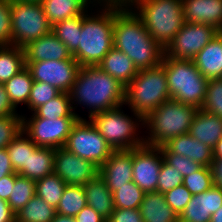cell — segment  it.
<instances>
[{
  "label": "cell",
  "instance_id": "1",
  "mask_svg": "<svg viewBox=\"0 0 222 222\" xmlns=\"http://www.w3.org/2000/svg\"><path fill=\"white\" fill-rule=\"evenodd\" d=\"M113 43L134 62L138 71L157 67L164 56V48L152 38L143 20L125 0H114Z\"/></svg>",
  "mask_w": 222,
  "mask_h": 222
},
{
  "label": "cell",
  "instance_id": "2",
  "mask_svg": "<svg viewBox=\"0 0 222 222\" xmlns=\"http://www.w3.org/2000/svg\"><path fill=\"white\" fill-rule=\"evenodd\" d=\"M68 93L73 111L79 119H89L99 112L118 108L125 102V87L98 66H82ZM83 109L85 116L81 113Z\"/></svg>",
  "mask_w": 222,
  "mask_h": 222
},
{
  "label": "cell",
  "instance_id": "3",
  "mask_svg": "<svg viewBox=\"0 0 222 222\" xmlns=\"http://www.w3.org/2000/svg\"><path fill=\"white\" fill-rule=\"evenodd\" d=\"M114 0H103L96 8L82 12V29L72 57L82 66H98L114 47Z\"/></svg>",
  "mask_w": 222,
  "mask_h": 222
},
{
  "label": "cell",
  "instance_id": "4",
  "mask_svg": "<svg viewBox=\"0 0 222 222\" xmlns=\"http://www.w3.org/2000/svg\"><path fill=\"white\" fill-rule=\"evenodd\" d=\"M89 120L113 150H130L146 144L144 118L125 104L94 114Z\"/></svg>",
  "mask_w": 222,
  "mask_h": 222
},
{
  "label": "cell",
  "instance_id": "5",
  "mask_svg": "<svg viewBox=\"0 0 222 222\" xmlns=\"http://www.w3.org/2000/svg\"><path fill=\"white\" fill-rule=\"evenodd\" d=\"M143 20L144 26L163 48L184 26L182 0H125Z\"/></svg>",
  "mask_w": 222,
  "mask_h": 222
},
{
  "label": "cell",
  "instance_id": "6",
  "mask_svg": "<svg viewBox=\"0 0 222 222\" xmlns=\"http://www.w3.org/2000/svg\"><path fill=\"white\" fill-rule=\"evenodd\" d=\"M198 108L169 99L144 118L145 143L162 146L172 137L189 133Z\"/></svg>",
  "mask_w": 222,
  "mask_h": 222
},
{
  "label": "cell",
  "instance_id": "7",
  "mask_svg": "<svg viewBox=\"0 0 222 222\" xmlns=\"http://www.w3.org/2000/svg\"><path fill=\"white\" fill-rule=\"evenodd\" d=\"M169 99L171 96L162 64L139 70L135 78L125 87V106L143 118Z\"/></svg>",
  "mask_w": 222,
  "mask_h": 222
},
{
  "label": "cell",
  "instance_id": "8",
  "mask_svg": "<svg viewBox=\"0 0 222 222\" xmlns=\"http://www.w3.org/2000/svg\"><path fill=\"white\" fill-rule=\"evenodd\" d=\"M161 64L165 68L171 99L201 109L209 80L197 69L193 60L163 56Z\"/></svg>",
  "mask_w": 222,
  "mask_h": 222
},
{
  "label": "cell",
  "instance_id": "9",
  "mask_svg": "<svg viewBox=\"0 0 222 222\" xmlns=\"http://www.w3.org/2000/svg\"><path fill=\"white\" fill-rule=\"evenodd\" d=\"M11 21L12 46L21 48L52 29L40 1L11 0Z\"/></svg>",
  "mask_w": 222,
  "mask_h": 222
},
{
  "label": "cell",
  "instance_id": "10",
  "mask_svg": "<svg viewBox=\"0 0 222 222\" xmlns=\"http://www.w3.org/2000/svg\"><path fill=\"white\" fill-rule=\"evenodd\" d=\"M98 168L114 151L89 119H78L63 146Z\"/></svg>",
  "mask_w": 222,
  "mask_h": 222
},
{
  "label": "cell",
  "instance_id": "11",
  "mask_svg": "<svg viewBox=\"0 0 222 222\" xmlns=\"http://www.w3.org/2000/svg\"><path fill=\"white\" fill-rule=\"evenodd\" d=\"M79 118L46 119L34 113L22 116V131L39 147H63Z\"/></svg>",
  "mask_w": 222,
  "mask_h": 222
},
{
  "label": "cell",
  "instance_id": "12",
  "mask_svg": "<svg viewBox=\"0 0 222 222\" xmlns=\"http://www.w3.org/2000/svg\"><path fill=\"white\" fill-rule=\"evenodd\" d=\"M219 32L209 24L186 22L164 48V56L177 60H193Z\"/></svg>",
  "mask_w": 222,
  "mask_h": 222
},
{
  "label": "cell",
  "instance_id": "13",
  "mask_svg": "<svg viewBox=\"0 0 222 222\" xmlns=\"http://www.w3.org/2000/svg\"><path fill=\"white\" fill-rule=\"evenodd\" d=\"M33 81L52 85L61 92H69L81 66L76 60H47L25 62Z\"/></svg>",
  "mask_w": 222,
  "mask_h": 222
},
{
  "label": "cell",
  "instance_id": "14",
  "mask_svg": "<svg viewBox=\"0 0 222 222\" xmlns=\"http://www.w3.org/2000/svg\"><path fill=\"white\" fill-rule=\"evenodd\" d=\"M163 159L158 146L145 144L133 149V182L145 193L157 192Z\"/></svg>",
  "mask_w": 222,
  "mask_h": 222
},
{
  "label": "cell",
  "instance_id": "15",
  "mask_svg": "<svg viewBox=\"0 0 222 222\" xmlns=\"http://www.w3.org/2000/svg\"><path fill=\"white\" fill-rule=\"evenodd\" d=\"M54 173L67 185L84 186L99 175V168L91 161L60 147L55 150Z\"/></svg>",
  "mask_w": 222,
  "mask_h": 222
},
{
  "label": "cell",
  "instance_id": "16",
  "mask_svg": "<svg viewBox=\"0 0 222 222\" xmlns=\"http://www.w3.org/2000/svg\"><path fill=\"white\" fill-rule=\"evenodd\" d=\"M99 176L112 193L133 181V149L114 150L99 167Z\"/></svg>",
  "mask_w": 222,
  "mask_h": 222
},
{
  "label": "cell",
  "instance_id": "17",
  "mask_svg": "<svg viewBox=\"0 0 222 222\" xmlns=\"http://www.w3.org/2000/svg\"><path fill=\"white\" fill-rule=\"evenodd\" d=\"M222 207V189L212 186L195 194L179 216V222H210L212 215Z\"/></svg>",
  "mask_w": 222,
  "mask_h": 222
},
{
  "label": "cell",
  "instance_id": "18",
  "mask_svg": "<svg viewBox=\"0 0 222 222\" xmlns=\"http://www.w3.org/2000/svg\"><path fill=\"white\" fill-rule=\"evenodd\" d=\"M159 147L162 153L185 156L205 167H210L214 158L213 149L193 138L189 133L172 137Z\"/></svg>",
  "mask_w": 222,
  "mask_h": 222
},
{
  "label": "cell",
  "instance_id": "19",
  "mask_svg": "<svg viewBox=\"0 0 222 222\" xmlns=\"http://www.w3.org/2000/svg\"><path fill=\"white\" fill-rule=\"evenodd\" d=\"M25 62H40L47 60H75L62 43L52 32L29 42L23 47Z\"/></svg>",
  "mask_w": 222,
  "mask_h": 222
},
{
  "label": "cell",
  "instance_id": "20",
  "mask_svg": "<svg viewBox=\"0 0 222 222\" xmlns=\"http://www.w3.org/2000/svg\"><path fill=\"white\" fill-rule=\"evenodd\" d=\"M185 22L209 24L222 31V0H182Z\"/></svg>",
  "mask_w": 222,
  "mask_h": 222
},
{
  "label": "cell",
  "instance_id": "21",
  "mask_svg": "<svg viewBox=\"0 0 222 222\" xmlns=\"http://www.w3.org/2000/svg\"><path fill=\"white\" fill-rule=\"evenodd\" d=\"M193 62L208 80L222 78V31L193 58Z\"/></svg>",
  "mask_w": 222,
  "mask_h": 222
},
{
  "label": "cell",
  "instance_id": "22",
  "mask_svg": "<svg viewBox=\"0 0 222 222\" xmlns=\"http://www.w3.org/2000/svg\"><path fill=\"white\" fill-rule=\"evenodd\" d=\"M103 71L126 87L138 74L134 62L121 50L113 47L98 64Z\"/></svg>",
  "mask_w": 222,
  "mask_h": 222
},
{
  "label": "cell",
  "instance_id": "23",
  "mask_svg": "<svg viewBox=\"0 0 222 222\" xmlns=\"http://www.w3.org/2000/svg\"><path fill=\"white\" fill-rule=\"evenodd\" d=\"M189 134L213 149L222 138V118L199 109Z\"/></svg>",
  "mask_w": 222,
  "mask_h": 222
},
{
  "label": "cell",
  "instance_id": "24",
  "mask_svg": "<svg viewBox=\"0 0 222 222\" xmlns=\"http://www.w3.org/2000/svg\"><path fill=\"white\" fill-rule=\"evenodd\" d=\"M143 222H179L178 215L166 203L164 194L146 192L139 206Z\"/></svg>",
  "mask_w": 222,
  "mask_h": 222
},
{
  "label": "cell",
  "instance_id": "25",
  "mask_svg": "<svg viewBox=\"0 0 222 222\" xmlns=\"http://www.w3.org/2000/svg\"><path fill=\"white\" fill-rule=\"evenodd\" d=\"M54 148L36 146L30 153L27 166L18 175L37 181L54 173Z\"/></svg>",
  "mask_w": 222,
  "mask_h": 222
},
{
  "label": "cell",
  "instance_id": "26",
  "mask_svg": "<svg viewBox=\"0 0 222 222\" xmlns=\"http://www.w3.org/2000/svg\"><path fill=\"white\" fill-rule=\"evenodd\" d=\"M87 205L108 220L114 211L112 192L98 175L84 186Z\"/></svg>",
  "mask_w": 222,
  "mask_h": 222
},
{
  "label": "cell",
  "instance_id": "27",
  "mask_svg": "<svg viewBox=\"0 0 222 222\" xmlns=\"http://www.w3.org/2000/svg\"><path fill=\"white\" fill-rule=\"evenodd\" d=\"M32 84L33 78L26 67L4 83L9 99L18 111L28 104Z\"/></svg>",
  "mask_w": 222,
  "mask_h": 222
},
{
  "label": "cell",
  "instance_id": "28",
  "mask_svg": "<svg viewBox=\"0 0 222 222\" xmlns=\"http://www.w3.org/2000/svg\"><path fill=\"white\" fill-rule=\"evenodd\" d=\"M56 214L54 207L35 195L15 213V222H51Z\"/></svg>",
  "mask_w": 222,
  "mask_h": 222
},
{
  "label": "cell",
  "instance_id": "29",
  "mask_svg": "<svg viewBox=\"0 0 222 222\" xmlns=\"http://www.w3.org/2000/svg\"><path fill=\"white\" fill-rule=\"evenodd\" d=\"M26 67L24 49L18 46H0V83L7 82Z\"/></svg>",
  "mask_w": 222,
  "mask_h": 222
},
{
  "label": "cell",
  "instance_id": "30",
  "mask_svg": "<svg viewBox=\"0 0 222 222\" xmlns=\"http://www.w3.org/2000/svg\"><path fill=\"white\" fill-rule=\"evenodd\" d=\"M50 25L79 16L84 9L75 0H41Z\"/></svg>",
  "mask_w": 222,
  "mask_h": 222
},
{
  "label": "cell",
  "instance_id": "31",
  "mask_svg": "<svg viewBox=\"0 0 222 222\" xmlns=\"http://www.w3.org/2000/svg\"><path fill=\"white\" fill-rule=\"evenodd\" d=\"M82 29V13L79 16L65 19L52 25L51 32L64 43L73 55L79 45Z\"/></svg>",
  "mask_w": 222,
  "mask_h": 222
},
{
  "label": "cell",
  "instance_id": "32",
  "mask_svg": "<svg viewBox=\"0 0 222 222\" xmlns=\"http://www.w3.org/2000/svg\"><path fill=\"white\" fill-rule=\"evenodd\" d=\"M39 118L56 120L59 118H78L73 111L68 92H61L49 102L38 107L33 112Z\"/></svg>",
  "mask_w": 222,
  "mask_h": 222
},
{
  "label": "cell",
  "instance_id": "33",
  "mask_svg": "<svg viewBox=\"0 0 222 222\" xmlns=\"http://www.w3.org/2000/svg\"><path fill=\"white\" fill-rule=\"evenodd\" d=\"M87 205L83 186L66 185L56 208L57 214L75 217Z\"/></svg>",
  "mask_w": 222,
  "mask_h": 222
},
{
  "label": "cell",
  "instance_id": "34",
  "mask_svg": "<svg viewBox=\"0 0 222 222\" xmlns=\"http://www.w3.org/2000/svg\"><path fill=\"white\" fill-rule=\"evenodd\" d=\"M66 185L58 175L52 173L35 181L36 195L56 209Z\"/></svg>",
  "mask_w": 222,
  "mask_h": 222
},
{
  "label": "cell",
  "instance_id": "35",
  "mask_svg": "<svg viewBox=\"0 0 222 222\" xmlns=\"http://www.w3.org/2000/svg\"><path fill=\"white\" fill-rule=\"evenodd\" d=\"M36 146L37 145L22 131L6 147L15 173L18 174L27 166L29 153Z\"/></svg>",
  "mask_w": 222,
  "mask_h": 222
},
{
  "label": "cell",
  "instance_id": "36",
  "mask_svg": "<svg viewBox=\"0 0 222 222\" xmlns=\"http://www.w3.org/2000/svg\"><path fill=\"white\" fill-rule=\"evenodd\" d=\"M35 195V181L15 173L14 187L8 199V204L11 210L16 213L21 208H23Z\"/></svg>",
  "mask_w": 222,
  "mask_h": 222
},
{
  "label": "cell",
  "instance_id": "37",
  "mask_svg": "<svg viewBox=\"0 0 222 222\" xmlns=\"http://www.w3.org/2000/svg\"><path fill=\"white\" fill-rule=\"evenodd\" d=\"M145 192L141 190L133 181L112 193L114 208L139 209Z\"/></svg>",
  "mask_w": 222,
  "mask_h": 222
},
{
  "label": "cell",
  "instance_id": "38",
  "mask_svg": "<svg viewBox=\"0 0 222 222\" xmlns=\"http://www.w3.org/2000/svg\"><path fill=\"white\" fill-rule=\"evenodd\" d=\"M61 93L57 88L44 82L33 81L26 109L20 110L21 116L33 113L38 107L49 102ZM26 111V113H25Z\"/></svg>",
  "mask_w": 222,
  "mask_h": 222
},
{
  "label": "cell",
  "instance_id": "39",
  "mask_svg": "<svg viewBox=\"0 0 222 222\" xmlns=\"http://www.w3.org/2000/svg\"><path fill=\"white\" fill-rule=\"evenodd\" d=\"M202 110L222 118V78L210 79Z\"/></svg>",
  "mask_w": 222,
  "mask_h": 222
},
{
  "label": "cell",
  "instance_id": "40",
  "mask_svg": "<svg viewBox=\"0 0 222 222\" xmlns=\"http://www.w3.org/2000/svg\"><path fill=\"white\" fill-rule=\"evenodd\" d=\"M183 185L192 195L209 190L214 185L211 168L202 166L195 173L185 176Z\"/></svg>",
  "mask_w": 222,
  "mask_h": 222
},
{
  "label": "cell",
  "instance_id": "41",
  "mask_svg": "<svg viewBox=\"0 0 222 222\" xmlns=\"http://www.w3.org/2000/svg\"><path fill=\"white\" fill-rule=\"evenodd\" d=\"M20 132L21 114L0 116V149L6 148Z\"/></svg>",
  "mask_w": 222,
  "mask_h": 222
},
{
  "label": "cell",
  "instance_id": "42",
  "mask_svg": "<svg viewBox=\"0 0 222 222\" xmlns=\"http://www.w3.org/2000/svg\"><path fill=\"white\" fill-rule=\"evenodd\" d=\"M184 177L176 169H173L164 159L159 173L157 192L164 194L183 184Z\"/></svg>",
  "mask_w": 222,
  "mask_h": 222
},
{
  "label": "cell",
  "instance_id": "43",
  "mask_svg": "<svg viewBox=\"0 0 222 222\" xmlns=\"http://www.w3.org/2000/svg\"><path fill=\"white\" fill-rule=\"evenodd\" d=\"M192 196L183 184L164 193L166 203L173 209L178 217L184 211Z\"/></svg>",
  "mask_w": 222,
  "mask_h": 222
},
{
  "label": "cell",
  "instance_id": "44",
  "mask_svg": "<svg viewBox=\"0 0 222 222\" xmlns=\"http://www.w3.org/2000/svg\"><path fill=\"white\" fill-rule=\"evenodd\" d=\"M11 0H0V46L12 45Z\"/></svg>",
  "mask_w": 222,
  "mask_h": 222
},
{
  "label": "cell",
  "instance_id": "45",
  "mask_svg": "<svg viewBox=\"0 0 222 222\" xmlns=\"http://www.w3.org/2000/svg\"><path fill=\"white\" fill-rule=\"evenodd\" d=\"M164 160L176 169L183 177L193 174L198 171L202 165L192 161L190 158L180 156L173 153H162Z\"/></svg>",
  "mask_w": 222,
  "mask_h": 222
},
{
  "label": "cell",
  "instance_id": "46",
  "mask_svg": "<svg viewBox=\"0 0 222 222\" xmlns=\"http://www.w3.org/2000/svg\"><path fill=\"white\" fill-rule=\"evenodd\" d=\"M107 222H143L139 209L114 208Z\"/></svg>",
  "mask_w": 222,
  "mask_h": 222
},
{
  "label": "cell",
  "instance_id": "47",
  "mask_svg": "<svg viewBox=\"0 0 222 222\" xmlns=\"http://www.w3.org/2000/svg\"><path fill=\"white\" fill-rule=\"evenodd\" d=\"M21 114L11 103L5 90L4 83H0V116Z\"/></svg>",
  "mask_w": 222,
  "mask_h": 222
},
{
  "label": "cell",
  "instance_id": "48",
  "mask_svg": "<svg viewBox=\"0 0 222 222\" xmlns=\"http://www.w3.org/2000/svg\"><path fill=\"white\" fill-rule=\"evenodd\" d=\"M74 218L76 222H107L104 217L89 205H86Z\"/></svg>",
  "mask_w": 222,
  "mask_h": 222
},
{
  "label": "cell",
  "instance_id": "49",
  "mask_svg": "<svg viewBox=\"0 0 222 222\" xmlns=\"http://www.w3.org/2000/svg\"><path fill=\"white\" fill-rule=\"evenodd\" d=\"M15 183V173L0 179V199L8 202Z\"/></svg>",
  "mask_w": 222,
  "mask_h": 222
},
{
  "label": "cell",
  "instance_id": "50",
  "mask_svg": "<svg viewBox=\"0 0 222 222\" xmlns=\"http://www.w3.org/2000/svg\"><path fill=\"white\" fill-rule=\"evenodd\" d=\"M15 173L6 148L0 149V179L6 175Z\"/></svg>",
  "mask_w": 222,
  "mask_h": 222
},
{
  "label": "cell",
  "instance_id": "51",
  "mask_svg": "<svg viewBox=\"0 0 222 222\" xmlns=\"http://www.w3.org/2000/svg\"><path fill=\"white\" fill-rule=\"evenodd\" d=\"M210 168L214 186L222 189V158H213Z\"/></svg>",
  "mask_w": 222,
  "mask_h": 222
},
{
  "label": "cell",
  "instance_id": "52",
  "mask_svg": "<svg viewBox=\"0 0 222 222\" xmlns=\"http://www.w3.org/2000/svg\"><path fill=\"white\" fill-rule=\"evenodd\" d=\"M0 222H15V213L5 200L0 199Z\"/></svg>",
  "mask_w": 222,
  "mask_h": 222
},
{
  "label": "cell",
  "instance_id": "53",
  "mask_svg": "<svg viewBox=\"0 0 222 222\" xmlns=\"http://www.w3.org/2000/svg\"><path fill=\"white\" fill-rule=\"evenodd\" d=\"M84 10L96 8L103 0H75Z\"/></svg>",
  "mask_w": 222,
  "mask_h": 222
},
{
  "label": "cell",
  "instance_id": "54",
  "mask_svg": "<svg viewBox=\"0 0 222 222\" xmlns=\"http://www.w3.org/2000/svg\"><path fill=\"white\" fill-rule=\"evenodd\" d=\"M51 222H76V219L67 215L56 214Z\"/></svg>",
  "mask_w": 222,
  "mask_h": 222
},
{
  "label": "cell",
  "instance_id": "55",
  "mask_svg": "<svg viewBox=\"0 0 222 222\" xmlns=\"http://www.w3.org/2000/svg\"><path fill=\"white\" fill-rule=\"evenodd\" d=\"M213 157L222 158V138L216 143V146L213 148Z\"/></svg>",
  "mask_w": 222,
  "mask_h": 222
},
{
  "label": "cell",
  "instance_id": "56",
  "mask_svg": "<svg viewBox=\"0 0 222 222\" xmlns=\"http://www.w3.org/2000/svg\"><path fill=\"white\" fill-rule=\"evenodd\" d=\"M210 222H222V207L212 215Z\"/></svg>",
  "mask_w": 222,
  "mask_h": 222
},
{
  "label": "cell",
  "instance_id": "57",
  "mask_svg": "<svg viewBox=\"0 0 222 222\" xmlns=\"http://www.w3.org/2000/svg\"><path fill=\"white\" fill-rule=\"evenodd\" d=\"M24 1H41V0H24Z\"/></svg>",
  "mask_w": 222,
  "mask_h": 222
}]
</instances>
